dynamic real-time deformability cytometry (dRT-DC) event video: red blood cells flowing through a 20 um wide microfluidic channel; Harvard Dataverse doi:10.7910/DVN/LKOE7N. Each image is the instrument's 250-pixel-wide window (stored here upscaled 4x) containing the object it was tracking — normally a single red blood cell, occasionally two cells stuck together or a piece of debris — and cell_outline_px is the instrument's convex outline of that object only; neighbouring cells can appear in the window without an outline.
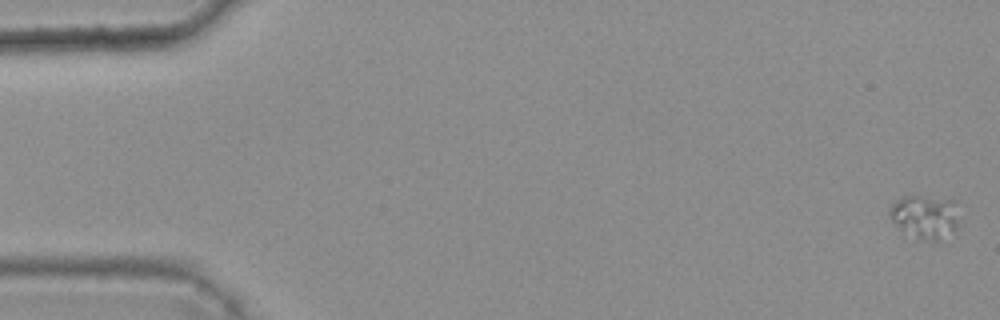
{"species": "common noctule bat (a hibernating species)", "species_latin": "Nyctalus noctula", "temperature_condition": "warm", "stored_images_in_passage": 8, "camera_frame_rate_fps": 3000, "um_per_image_px": 0.085, "animal": {"sex": "female", "body_mass_g": 25.1}, "frame": {"image": 1, "passage_image": 1, "time_ms": 0.0, "image_size_px": [1000, 320], "cell_outline_px": [[956, 228], [940, 244], [900, 228], [892, 220], [888, 212], [892, 204], [896, 200], [904, 196], [920, 196], [952, 200], [956, 220]], "centroid_in_image_um": [78.6, 18.42], "position_along_channel_um": 6.4, "area_um2": 16.88}}
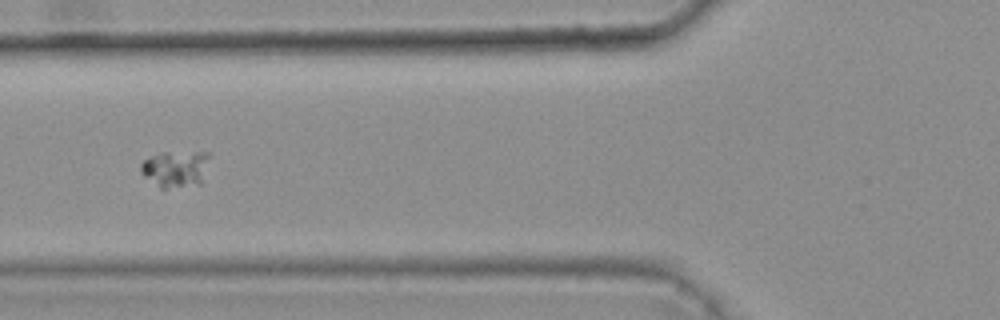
{"frame": {"image": 2, "passage_image": 6, "time_ms": 1.667, "image_size_px": [1000, 320], "cell_outline_px": [[212, 152], [200, 184], [164, 188], [160, 188], [144, 176], [140, 172], [140, 164], [144, 160], [152, 156], [164, 152]], "centroid_in_image_um": [14.93, 14.33], "position_along_channel_um": 110.9, "area_um2": 14.57}}
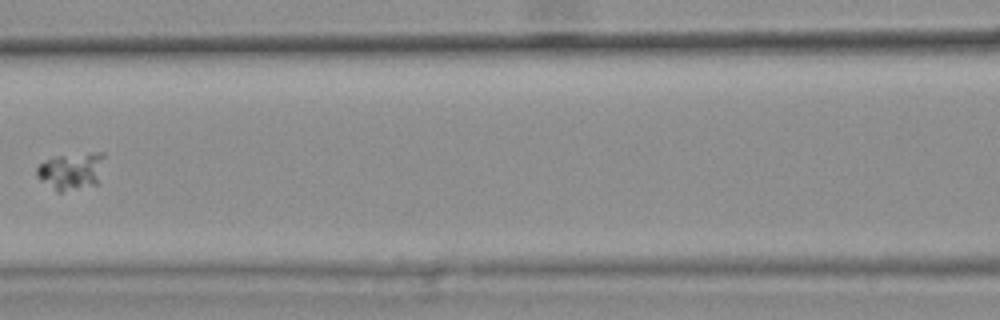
{"frame": {"image": 3, "passage_image": 7, "time_ms": 2.0, "image_size_px": [1000, 320], "cell_outline_px": [[104, 156], [100, 184], [60, 192], [56, 192], [40, 180], [36, 176], [36, 168], [44, 160], [56, 156], [92, 152], [104, 152]], "centroid_in_image_um": [6.08, 14.55], "position_along_channel_um": 160.5, "area_um2": 15.03}}